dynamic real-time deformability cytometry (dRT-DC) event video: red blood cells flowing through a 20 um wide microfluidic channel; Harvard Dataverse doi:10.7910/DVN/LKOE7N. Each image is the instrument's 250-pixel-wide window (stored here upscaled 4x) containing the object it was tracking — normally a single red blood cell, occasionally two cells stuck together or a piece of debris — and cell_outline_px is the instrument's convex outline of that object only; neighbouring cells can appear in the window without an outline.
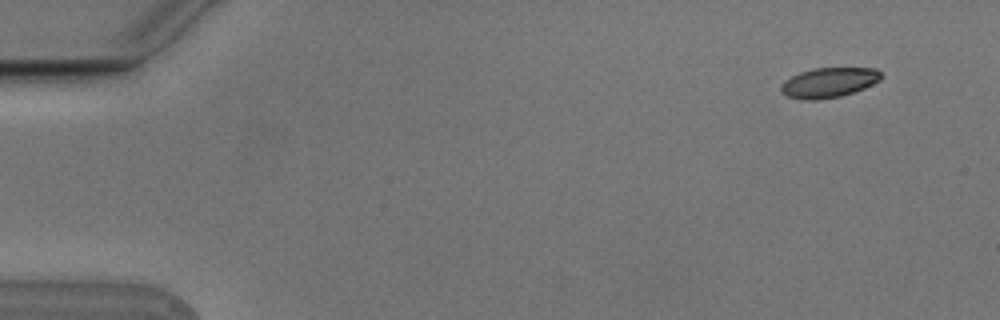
{"species": "Egyptian fruit bat (a non-hibernating species)", "species_latin": "Rousettus aegyptiacus", "temperature_condition": "cold", "stored_images_in_passage": 8, "camera_frame_rate_fps": 3000, "um_per_image_px": 0.085, "animal": {"sex": "male"}, "frame": {"image": 1, "passage_image": 2, "time_ms": 0.333, "image_size_px": [1000, 320], "cell_outline_px": [[884, 76], [880, 80], [864, 88], [840, 96], [816, 100], [800, 100], [788, 96], [780, 92], [780, 84], [784, 80], [800, 72], [812, 68], [876, 68]], "centroid_in_image_um": [70.42, 7.01], "position_along_channel_um": 14.6, "area_um2": 17.57}}
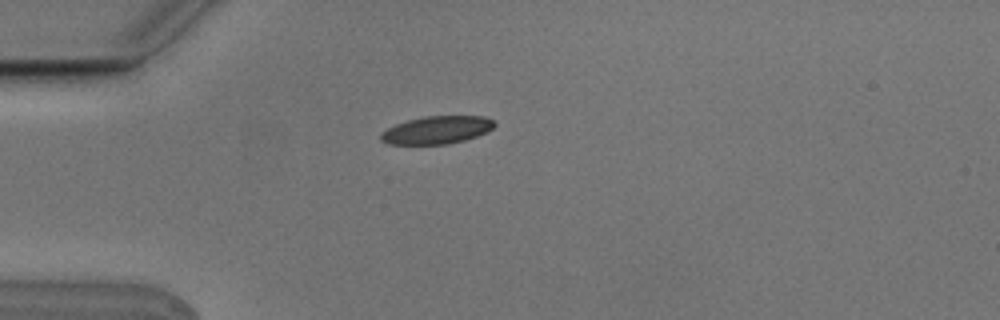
{"frame": {"image": 2, "passage_image": 5, "time_ms": 1.333, "image_size_px": [1000, 320], "cell_outline_px": [[496, 124], [488, 132], [464, 140], [448, 144], [388, 144], [380, 140], [380, 132], [396, 124], [408, 120], [424, 116], [484, 116], [492, 120]], "centroid_in_image_um": [37.12, 11.05], "position_along_channel_um": 47.9, "area_um2": 18.38}}
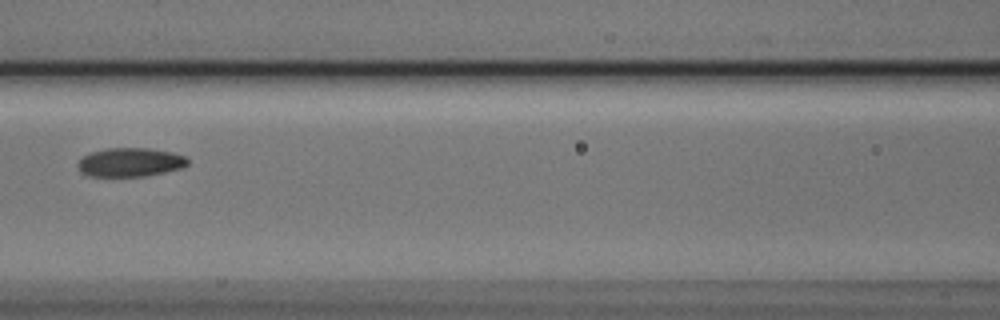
{"frame": {"image": 3, "passage_image": 8, "time_ms": 2.333, "image_size_px": [1000, 320], "cell_outline_px": [[188, 164], [184, 168], [144, 176], [88, 176], [80, 172], [76, 164], [84, 156], [92, 152], [108, 148], [148, 148], [172, 152], [184, 156], [188, 160]], "centroid_in_image_um": [11.07, 13.79], "position_along_channel_um": 155.5, "area_um2": 18.44}}